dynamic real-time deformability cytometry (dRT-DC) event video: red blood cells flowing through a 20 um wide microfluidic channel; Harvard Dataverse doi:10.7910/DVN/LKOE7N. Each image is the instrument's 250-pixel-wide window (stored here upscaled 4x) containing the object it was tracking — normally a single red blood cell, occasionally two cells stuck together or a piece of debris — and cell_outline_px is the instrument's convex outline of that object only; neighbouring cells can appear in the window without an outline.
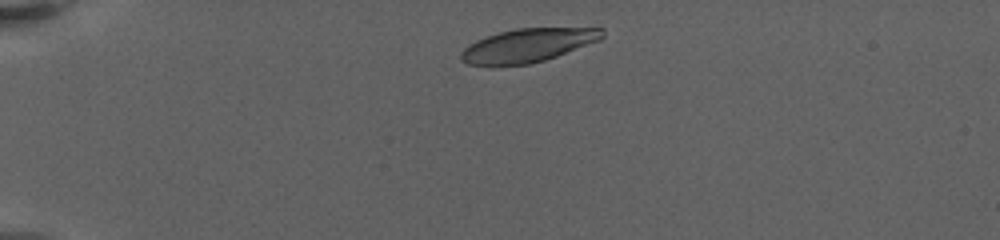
{"species": "human", "species_latin": "Homo sapiens", "temperature_condition": "warm", "stored_images_in_passage": 10, "camera_frame_rate_fps": 3000, "um_per_image_px": 0.085, "donor": {"sex": "female"}, "frame": {"image": 1, "passage_image": 2, "time_ms": 1.0, "image_size_px": [1000, 240], "cell_outline_px": [[604, 36], [600, 40], [556, 56], [544, 60], [528, 64], [468, 64], [460, 60], [460, 52], [468, 44], [476, 40], [500, 32], [516, 28], [604, 28]], "centroid_in_image_um": [44.87, 3.84], "position_along_channel_um": 40.1, "area_um2": 27.17}}
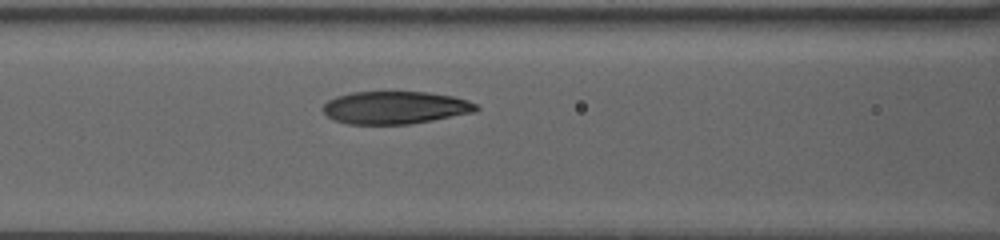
{"frame": {"image": 2, "passage_image": 7, "time_ms": 5.667, "image_size_px": [1000, 240], "cell_outline_px": [[480, 108], [476, 112], [432, 120], [408, 124], [348, 124], [332, 120], [320, 108], [328, 100], [336, 96], [352, 92], [428, 92], [452, 96], [468, 100], [476, 104]], "centroid_in_image_um": [33.57, 9.14], "position_along_channel_um": 133.0, "area_um2": 29.3}}
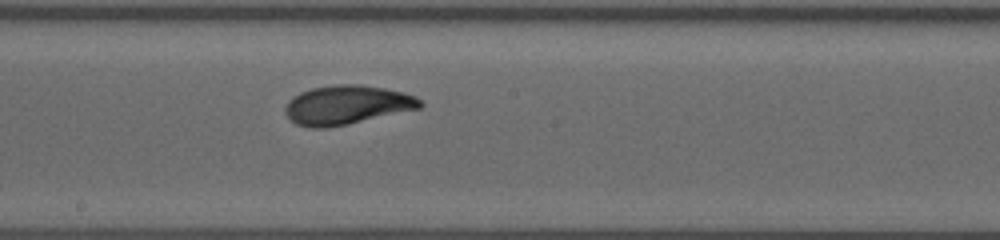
{"frame": {"image": 3, "passage_image": 10, "time_ms": 8.333, "image_size_px": [1000, 240], "cell_outline_px": [[424, 104], [420, 108], [328, 128], [308, 128], [296, 124], [288, 116], [284, 108], [300, 92], [312, 88], [336, 84], [360, 84], [384, 88], [404, 92], [416, 96]], "centroid_in_image_um": [29.51, 8.91], "position_along_channel_um": 218.7, "area_um2": 30.4}}